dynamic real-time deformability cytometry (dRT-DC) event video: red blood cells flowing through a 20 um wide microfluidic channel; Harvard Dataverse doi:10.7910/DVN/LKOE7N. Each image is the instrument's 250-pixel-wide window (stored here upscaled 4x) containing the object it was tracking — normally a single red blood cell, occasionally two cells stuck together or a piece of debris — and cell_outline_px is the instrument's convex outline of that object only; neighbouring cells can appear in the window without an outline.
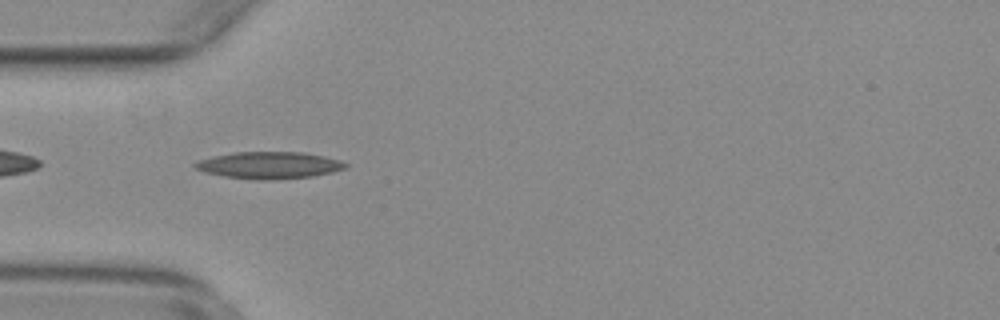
{"species": "common noctule bat (a hibernating species)", "species_latin": "Nyctalus noctula", "temperature_condition": "warm", "stored_images_in_passage": 38, "camera_frame_rate_fps": 3000, "um_per_image_px": 0.085, "animal": {"sex": "female", "body_mass_g": 29.2, "forearm_length_mm": 56.3}, "frame": {"image": 1, "passage_image": 2, "time_ms": 0.333, "image_size_px": [1000, 320], "cell_outline_px": [[348, 164], [344, 168], [332, 172], [312, 176], [272, 180], [256, 180], [224, 176], [204, 172], [196, 168], [192, 164], [200, 160], [212, 156], [236, 152], [300, 152], [324, 156], [340, 160]], "centroid_in_image_um": [22.86, 14.04], "position_along_channel_um": 62.1, "area_um2": 23.47}}
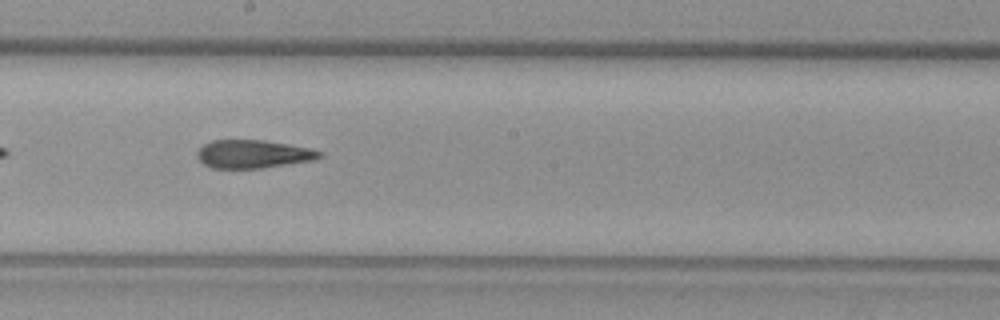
{"frame": {"image": 2, "passage_image": 15, "time_ms": 4.667, "image_size_px": [1000, 320], "cell_outline_px": [[324, 156], [316, 160], [260, 168], [212, 168], [204, 164], [196, 156], [196, 152], [204, 144], [212, 140], [264, 140], [288, 144], [308, 148], [324, 152]], "centroid_in_image_um": [21.54, 13.09], "position_along_channel_um": 226.7, "area_um2": 20.17}}
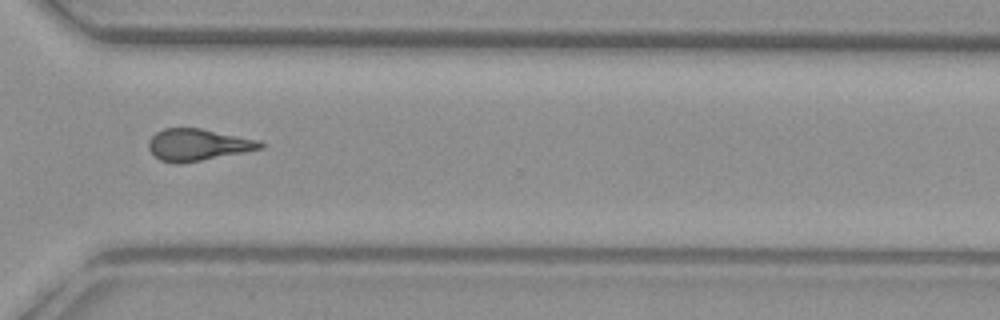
{"frame": {"image": 3, "passage_image": 25, "time_ms": 8.0, "image_size_px": [1000, 320], "cell_outline_px": [[264, 148], [244, 152], [180, 164], [176, 164], [160, 160], [152, 156], [148, 148], [148, 140], [156, 132], [164, 128], [200, 128], [260, 140], [264, 144]], "centroid_in_image_um": [16.78, 12.31], "position_along_channel_um": 353.8, "area_um2": 20.87}, "authors_computed_cell_mechanics": {"area_um2": 20.8947, "velocity_mm_per_s": 3.8211, "shape_relaxation_time_tau1_ms": null, "shape_relaxation_time_tau2_ms": 4.1483, "deformation_change_tau1": null, "deformation_change_tau2": 0.1584}}